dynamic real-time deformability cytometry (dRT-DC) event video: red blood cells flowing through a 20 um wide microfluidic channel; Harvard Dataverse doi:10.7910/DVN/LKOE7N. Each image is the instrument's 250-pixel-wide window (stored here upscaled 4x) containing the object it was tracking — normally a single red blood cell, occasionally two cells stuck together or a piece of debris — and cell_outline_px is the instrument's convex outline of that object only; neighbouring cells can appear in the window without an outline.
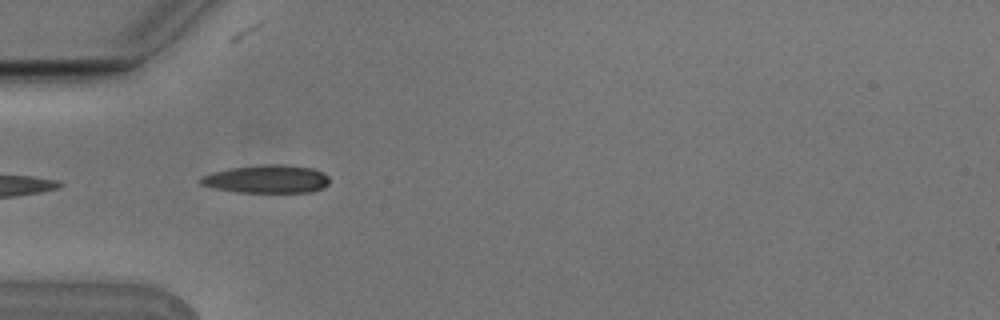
{"species": "Egyptian fruit bat (a non-hibernating species)", "species_latin": "Rousettus aegyptiacus", "temperature_condition": "cold", "stored_images_in_passage": 15, "camera_frame_rate_fps": 3000, "um_per_image_px": 0.085, "animal": {"sex": "male"}, "frame": {"image": 1, "passage_image": 5, "time_ms": 1.333, "image_size_px": [1000, 320], "cell_outline_px": [[328, 184], [324, 188], [312, 192], [236, 192], [216, 188], [200, 184], [196, 180], [200, 176], [212, 172], [228, 168], [260, 164], [284, 164], [312, 168], [324, 172], [328, 176]], "centroid_in_image_um": [22.66, 15.21], "position_along_channel_um": 62.3, "area_um2": 21.44}}
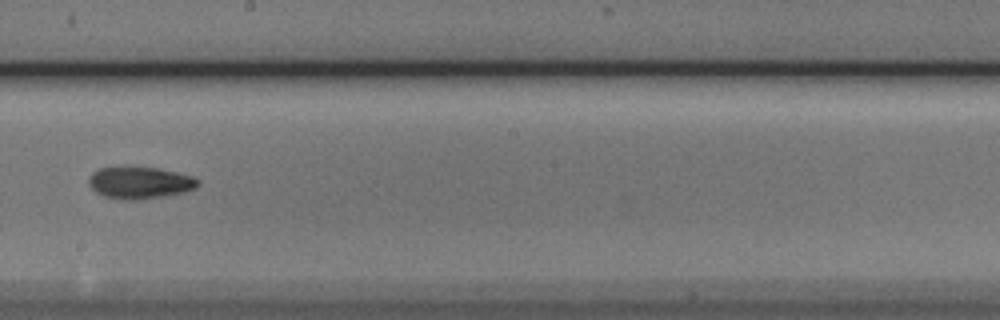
{"frame": {"image": 2, "passage_image": 9, "time_ms": 2.667, "image_size_px": [1000, 320], "cell_outline_px": [[200, 184], [196, 188], [184, 192], [140, 200], [120, 200], [104, 196], [96, 192], [88, 184], [88, 176], [92, 172], [100, 168], [124, 164], [156, 168], [176, 172], [192, 176], [200, 180]], "centroid_in_image_um": [11.84, 15.5], "position_along_channel_um": 236.4, "area_um2": 21.04}}
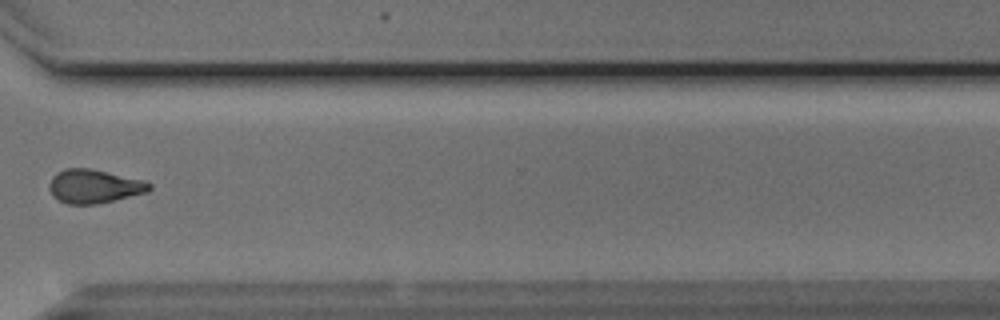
{"frame": {"image": 3, "passage_image": 12, "time_ms": 3.667, "image_size_px": [1000, 320], "cell_outline_px": [[152, 188], [148, 192], [116, 200], [96, 204], [68, 204], [52, 196], [48, 188], [48, 184], [52, 176], [56, 172], [64, 168], [92, 168], [140, 180], [152, 184]], "centroid_in_image_um": [7.96, 15.83], "position_along_channel_um": 362.6, "area_um2": 19.77}}